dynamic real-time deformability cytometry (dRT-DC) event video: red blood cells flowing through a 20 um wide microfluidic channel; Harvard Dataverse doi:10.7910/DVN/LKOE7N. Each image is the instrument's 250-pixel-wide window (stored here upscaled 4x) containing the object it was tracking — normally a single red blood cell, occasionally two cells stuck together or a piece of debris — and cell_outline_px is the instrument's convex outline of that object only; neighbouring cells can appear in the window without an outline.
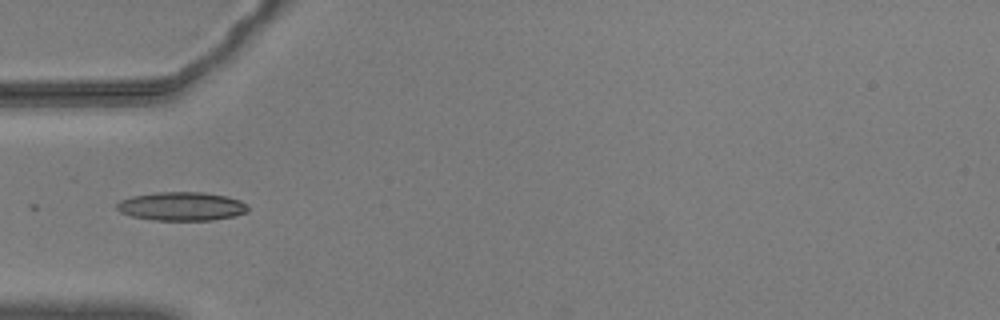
{"species": "common noctule bat (a hibernating species)", "species_latin": "Nyctalus noctula", "temperature_condition": "warm", "stored_images_in_passage": 22, "camera_frame_rate_fps": 3000, "um_per_image_px": 0.085, "animal": {"sex": "male", "body_mass_g": 20.5, "forearm_length_mm": 52.5}, "frame": {"image": 1, "passage_image": 1, "time_ms": 0.0, "image_size_px": [1000, 320], "cell_outline_px": [[248, 212], [236, 216], [212, 220], [156, 220], [132, 216], [120, 212], [116, 208], [116, 204], [120, 200], [132, 196], [156, 192], [204, 192], [228, 196], [240, 200], [248, 208]], "centroid_in_image_um": [15.45, 17.53], "position_along_channel_um": 69.6, "area_um2": 21.96}}
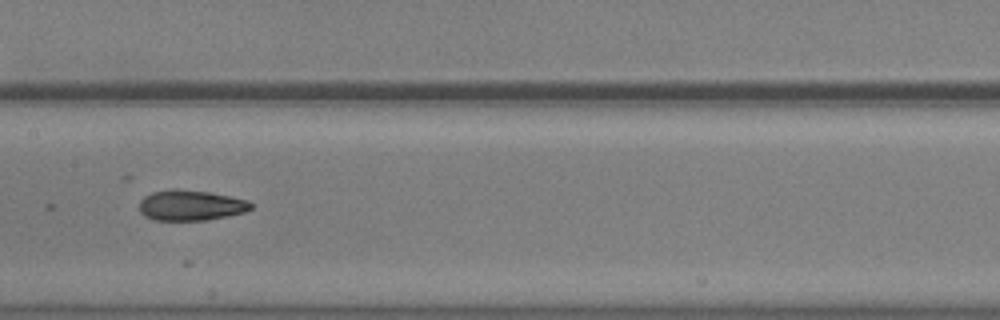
{"frame": {"image": 2, "passage_image": 11, "time_ms": 3.333, "image_size_px": [1000, 320], "cell_outline_px": [[252, 208], [244, 212], [204, 220], [156, 220], [144, 216], [140, 212], [140, 200], [144, 196], [152, 192], [172, 188], [208, 192], [232, 196], [248, 200], [252, 204]], "centroid_in_image_um": [16.19, 17.44], "position_along_channel_um": 191.2, "area_um2": 19.77}}
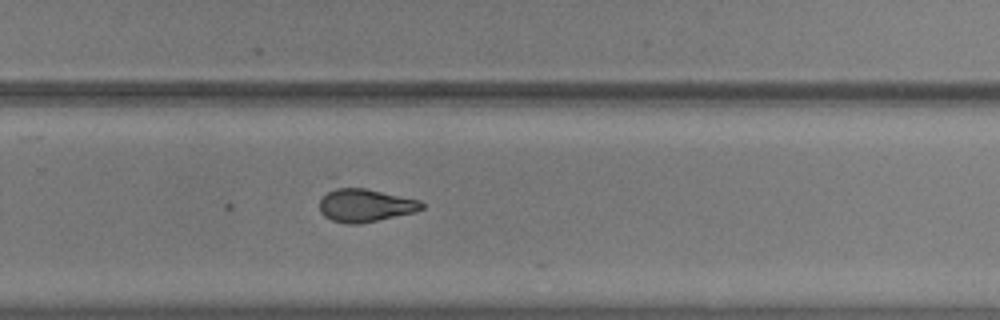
{"frame": {"image": 3, "passage_image": 20, "time_ms": 6.333, "image_size_px": [1000, 320], "cell_outline_px": [[424, 208], [416, 212], [356, 224], [348, 224], [332, 220], [324, 216], [320, 212], [320, 200], [336, 184], [340, 184], [364, 188], [420, 200], [424, 204]], "centroid_in_image_um": [31.0, 17.41], "position_along_channel_um": 298.8, "area_um2": 19.94}}